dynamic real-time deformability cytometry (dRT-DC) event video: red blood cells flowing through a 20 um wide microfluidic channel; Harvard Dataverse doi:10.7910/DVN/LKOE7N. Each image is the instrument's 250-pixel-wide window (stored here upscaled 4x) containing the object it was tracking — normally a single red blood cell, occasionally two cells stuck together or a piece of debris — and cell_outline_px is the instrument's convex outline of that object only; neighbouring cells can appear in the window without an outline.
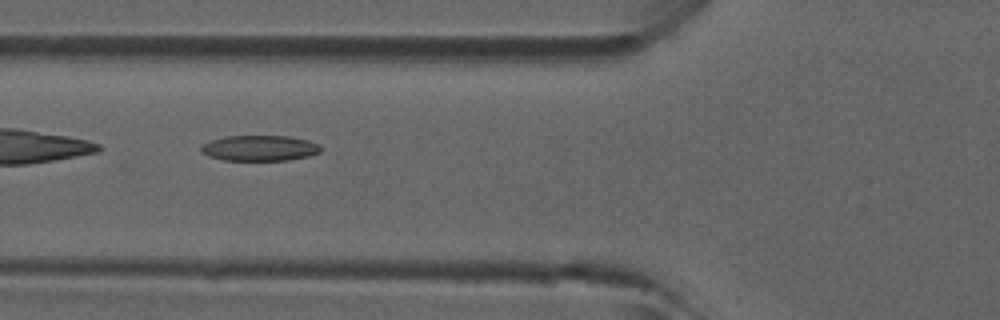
{"species": "common noctule bat (a hibernating species)", "species_latin": "Nyctalus noctula", "temperature_condition": "room temperature", "stored_images_in_passage": 3, "camera_frame_rate_fps": 3000, "um_per_image_px": 0.085, "animal": {"sex": "male", "forearm_length_mm": 52.5}, "frame": {"image": 1, "passage_image": 3, "time_ms": 0.667, "image_size_px": [1000, 320], "cell_outline_px": [[320, 152], [308, 156], [288, 160], [224, 160], [208, 156], [200, 148], [204, 144], [212, 140], [224, 136], [288, 136], [308, 140], [320, 144]], "centroid_in_image_um": [22.09, 12.58], "position_along_channel_um": 103.7, "area_um2": 17.69}}